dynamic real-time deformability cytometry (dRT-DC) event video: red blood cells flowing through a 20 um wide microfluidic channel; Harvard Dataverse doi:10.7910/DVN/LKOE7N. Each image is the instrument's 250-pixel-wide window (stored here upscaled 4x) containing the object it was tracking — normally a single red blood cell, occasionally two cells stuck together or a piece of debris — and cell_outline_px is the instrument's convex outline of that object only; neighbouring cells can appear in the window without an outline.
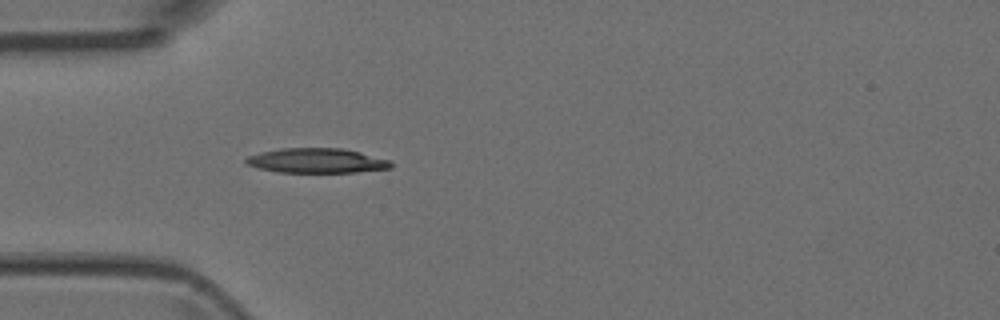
{"species": "Egyptian fruit bat (a non-hibernating species)", "species_latin": "Rousettus aegyptiacus", "temperature_condition": "room temperature", "stored_images_in_passage": 3, "camera_frame_rate_fps": 3000, "um_per_image_px": 0.085, "animal": {"sex": "female"}, "frame": {"image": 1, "passage_image": 3, "time_ms": 0.667, "image_size_px": [1000, 320], "cell_outline_px": [[392, 168], [356, 172], [280, 172], [260, 168], [244, 164], [244, 160], [248, 156], [260, 152], [280, 148], [340, 148], [360, 152], [392, 160]], "centroid_in_image_um": [26.93, 13.65], "position_along_channel_um": 58.1, "area_um2": 20.92}}